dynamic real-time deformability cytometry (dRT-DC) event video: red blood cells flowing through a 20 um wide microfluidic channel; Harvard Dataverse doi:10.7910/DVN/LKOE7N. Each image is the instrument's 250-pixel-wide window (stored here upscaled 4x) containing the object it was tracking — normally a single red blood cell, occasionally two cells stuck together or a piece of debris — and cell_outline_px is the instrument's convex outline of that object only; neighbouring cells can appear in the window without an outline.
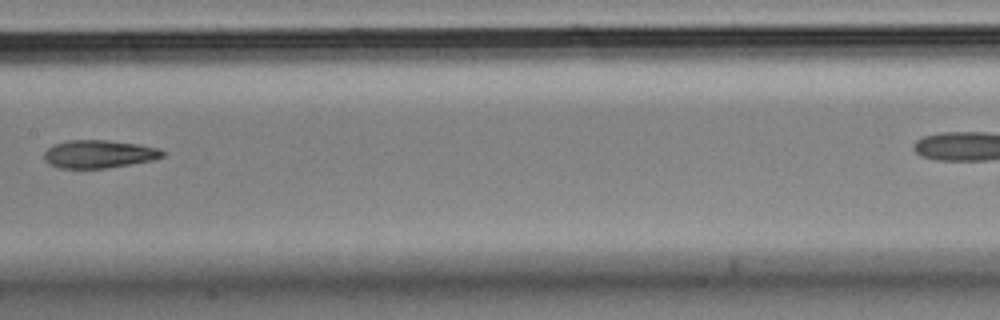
{"species": "Egyptian fruit bat (a non-hibernating species)", "species_latin": "Rousettus aegyptiacus", "temperature_condition": "cold", "stored_images_in_passage": 10, "segment_of_instrument_passage": [1, 2], "camera_frame_rate_fps": 3000, "um_per_image_px": 0.085, "animal": {"sex": "male"}, "frame": {"image": 1, "passage_image": 9, "time_ms": 2.667, "image_size_px": [1000, 320], "cell_outline_px": [[164, 156], [152, 160], [104, 168], [60, 168], [48, 164], [44, 160], [44, 152], [52, 144], [68, 140], [104, 140], [140, 144], [160, 148], [164, 152]], "centroid_in_image_um": [8.38, 13.08], "position_along_channel_um": 199.0, "area_um2": 19.31}}